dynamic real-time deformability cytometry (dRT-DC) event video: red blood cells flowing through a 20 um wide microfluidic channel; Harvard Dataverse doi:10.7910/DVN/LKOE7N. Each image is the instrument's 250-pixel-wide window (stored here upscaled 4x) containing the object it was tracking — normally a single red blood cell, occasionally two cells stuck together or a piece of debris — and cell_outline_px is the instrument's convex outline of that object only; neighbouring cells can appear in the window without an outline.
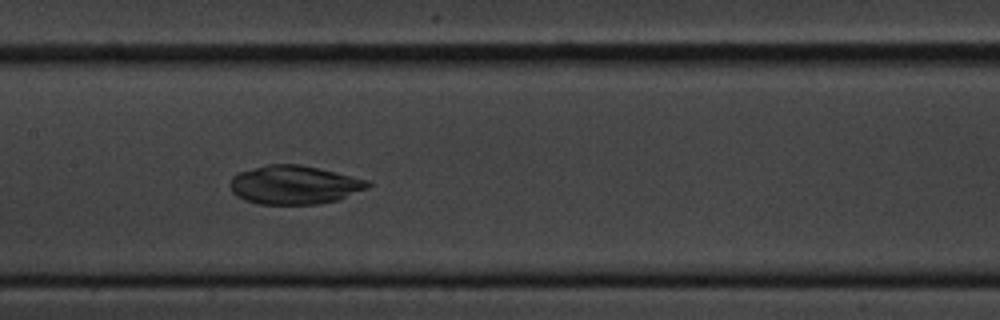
{"species": "common noctule bat (a hibernating species)", "species_latin": "Nyctalus noctula", "temperature_condition": "cold", "stored_images_in_passage": 45, "camera_frame_rate_fps": 3000, "um_per_image_px": 0.085, "animal": {"sex": "male", "body_mass_g": 20.1, "forearm_length_mm": 53.5}, "frame": {"image": 1, "passage_image": 26, "time_ms": 8.333, "image_size_px": [1000, 320], "cell_outline_px": [[372, 184], [368, 188], [336, 200], [316, 204], [256, 204], [244, 200], [236, 196], [232, 192], [228, 184], [232, 176], [240, 172], [268, 164], [300, 164], [352, 176], [368, 180]], "centroid_in_image_um": [24.97, 15.72], "position_along_channel_um": 182.4, "area_um2": 30.98}}
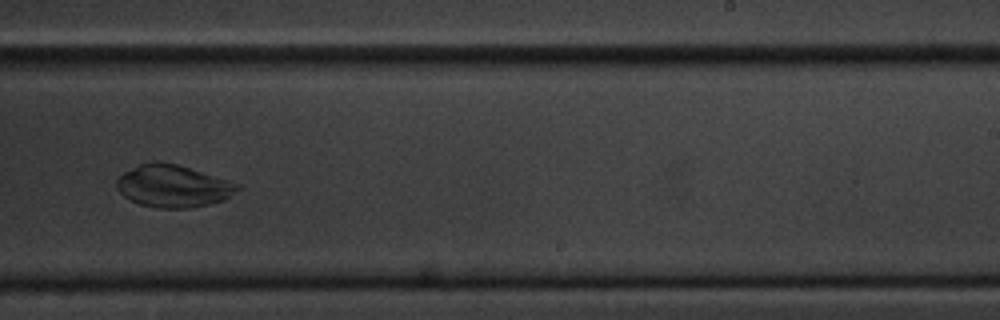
{"frame": {"image": 2, "passage_image": 34, "time_ms": 11.0, "image_size_px": [1000, 320], "cell_outline_px": [[244, 188], [224, 200], [208, 204], [188, 208], [160, 208], [140, 204], [124, 196], [116, 188], [116, 180], [124, 172], [140, 164], [176, 164], [228, 180], [240, 184]], "centroid_in_image_um": [14.76, 15.85], "position_along_channel_um": 274.2, "area_um2": 29.19}}
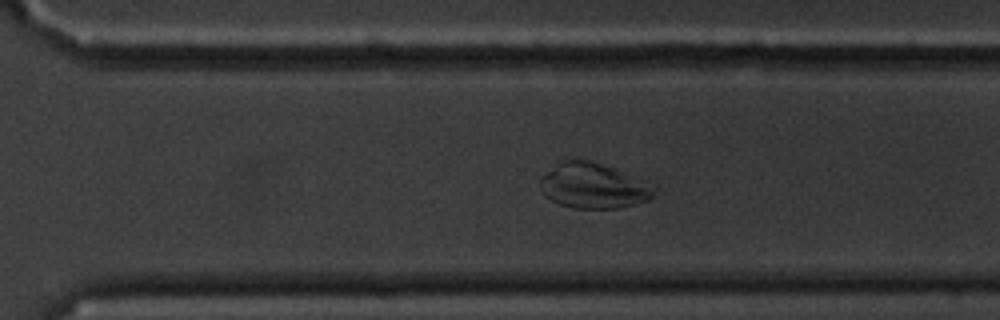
{"frame": {"image": 3, "passage_image": 38, "time_ms": 12.333, "image_size_px": [1000, 320], "cell_outline_px": [[660, 188], [648, 200], [636, 204], [616, 208], [572, 208], [560, 204], [544, 196], [540, 188], [540, 176], [556, 164], [564, 160], [588, 160], [612, 168], [644, 180]], "centroid_in_image_um": [50.44, 15.8], "position_along_channel_um": 320.2, "area_um2": 30.06}}